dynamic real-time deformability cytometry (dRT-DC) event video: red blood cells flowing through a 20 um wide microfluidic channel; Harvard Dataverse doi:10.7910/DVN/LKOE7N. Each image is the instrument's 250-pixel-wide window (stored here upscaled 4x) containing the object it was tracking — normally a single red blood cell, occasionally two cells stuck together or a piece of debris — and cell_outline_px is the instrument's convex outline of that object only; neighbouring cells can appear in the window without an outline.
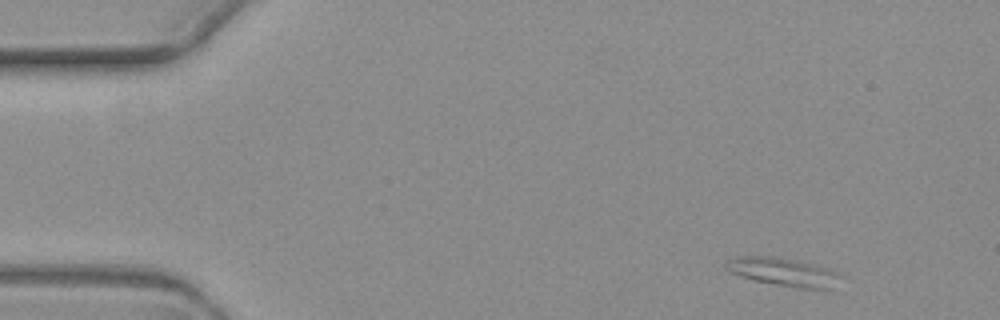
{"species": "common noctule bat (a hibernating species)", "species_latin": "Nyctalus noctula", "temperature_condition": "warm", "stored_images_in_passage": 5, "camera_frame_rate_fps": 3000, "um_per_image_px": 0.085, "animal": {"sex": "female", "body_mass_g": 19.3, "forearm_length_mm": 54.1}, "frame": {"image": 1, "passage_image": 1, "time_ms": 0.0, "image_size_px": [1000, 320], "cell_outline_px": [[844, 276], [832, 292], [824, 292], [776, 284], [756, 280], [740, 276], [724, 268], [724, 260], [736, 256], [772, 256], [796, 260], [828, 268]], "centroid_in_image_um": [66.69, 23.15], "position_along_channel_um": 18.3, "area_um2": 19.54}}
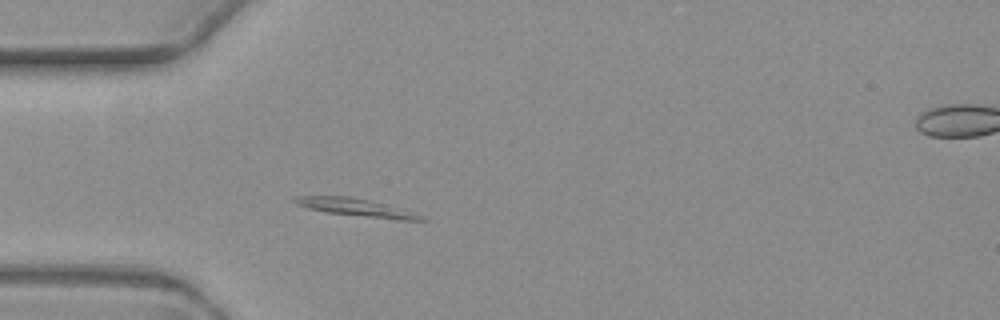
{"frame": {"image": 2, "passage_image": 4, "time_ms": 3.667, "image_size_px": [1000, 320], "cell_outline_px": [[428, 220], [396, 220], [324, 212], [308, 208], [296, 204], [292, 200], [300, 196], [352, 196], [372, 200], [388, 204], [424, 216]], "centroid_in_image_um": [30.31, 17.63], "position_along_channel_um": 54.7, "area_um2": 13.24}}